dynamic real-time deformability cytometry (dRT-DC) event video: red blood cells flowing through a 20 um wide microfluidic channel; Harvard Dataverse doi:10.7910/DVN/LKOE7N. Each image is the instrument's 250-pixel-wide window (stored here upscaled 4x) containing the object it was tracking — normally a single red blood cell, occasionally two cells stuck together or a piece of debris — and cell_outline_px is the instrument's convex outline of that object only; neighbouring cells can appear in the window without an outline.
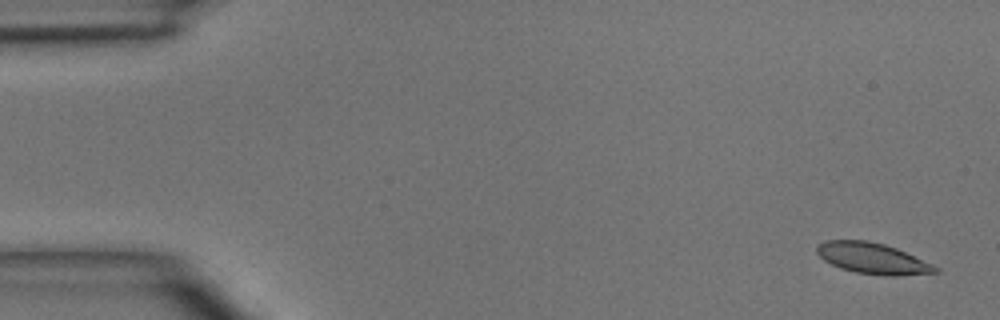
{"species": "common noctule bat (a hibernating species)", "species_latin": "Nyctalus noctula", "temperature_condition": "room temperature", "stored_images_in_passage": 5, "camera_frame_rate_fps": 3000, "um_per_image_px": 0.085, "animal": {"sex": "male", "body_mass_g": 15.6}, "frame": {"image": 1, "passage_image": 1, "time_ms": 0.0, "image_size_px": [1000, 320], "cell_outline_px": [[940, 272], [896, 276], [888, 276], [856, 272], [840, 268], [824, 260], [816, 252], [816, 248], [820, 244], [828, 240], [868, 240], [884, 244], [896, 248], [932, 264], [940, 268]], "centroid_in_image_um": [74.19, 21.96], "position_along_channel_um": 10.8, "area_um2": 21.21}}
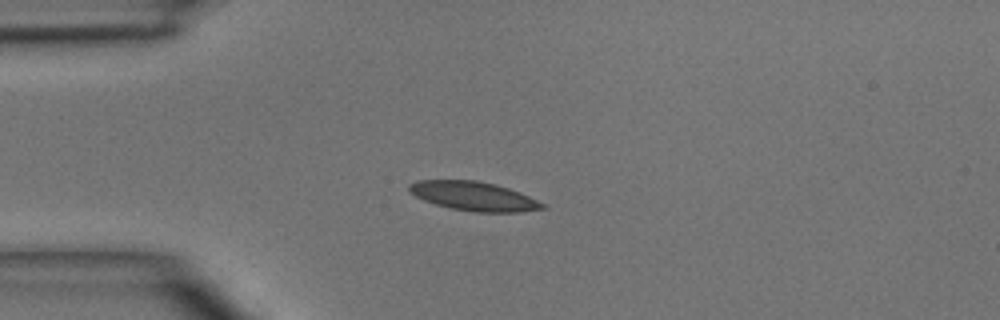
{"frame": {"image": 2, "passage_image": 4, "time_ms": 3.333, "image_size_px": [1000, 320], "cell_outline_px": [[548, 208], [520, 212], [472, 212], [448, 208], [424, 200], [408, 192], [408, 184], [416, 180], [476, 180], [496, 184], [520, 192], [548, 204]], "centroid_in_image_um": [40.3, 16.68], "position_along_channel_um": 44.7, "area_um2": 22.95}}